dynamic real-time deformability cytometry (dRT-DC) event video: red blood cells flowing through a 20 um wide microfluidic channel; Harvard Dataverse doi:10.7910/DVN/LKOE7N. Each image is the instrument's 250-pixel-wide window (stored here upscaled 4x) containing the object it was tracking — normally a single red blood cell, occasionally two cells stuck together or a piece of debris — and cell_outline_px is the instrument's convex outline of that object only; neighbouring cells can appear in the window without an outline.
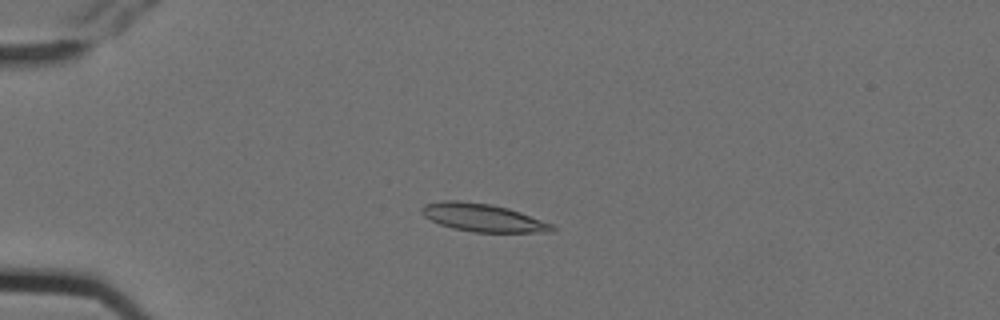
{"species": "Egyptian fruit bat (a non-hibernating species)", "species_latin": "Rousettus aegyptiacus", "temperature_condition": "cold", "stored_images_in_passage": 5, "camera_frame_rate_fps": 3000, "um_per_image_px": 0.085, "animal": {"sex": "female"}, "frame": {"image": 1, "passage_image": 3, "time_ms": 0.667, "image_size_px": [1000, 320], "cell_outline_px": [[556, 228], [552, 232], [472, 232], [452, 228], [440, 224], [424, 216], [420, 212], [420, 208], [424, 204], [440, 200], [460, 200], [492, 204], [508, 208], [520, 212], [552, 224]], "centroid_in_image_um": [41.0, 18.49], "position_along_channel_um": 44.0, "area_um2": 21.33}}
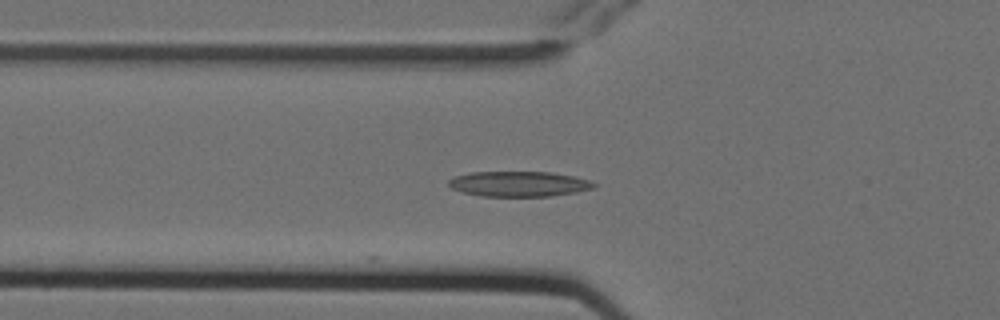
{"frame": {"image": 2, "passage_image": 5, "time_ms": 1.333, "image_size_px": [1000, 320], "cell_outline_px": [[596, 188], [576, 192], [552, 196], [480, 196], [464, 192], [452, 188], [448, 184], [448, 180], [452, 176], [468, 172], [552, 172], [592, 180], [596, 184]], "centroid_in_image_um": [44.12, 15.63], "position_along_channel_um": 81.7, "area_um2": 21.56}}